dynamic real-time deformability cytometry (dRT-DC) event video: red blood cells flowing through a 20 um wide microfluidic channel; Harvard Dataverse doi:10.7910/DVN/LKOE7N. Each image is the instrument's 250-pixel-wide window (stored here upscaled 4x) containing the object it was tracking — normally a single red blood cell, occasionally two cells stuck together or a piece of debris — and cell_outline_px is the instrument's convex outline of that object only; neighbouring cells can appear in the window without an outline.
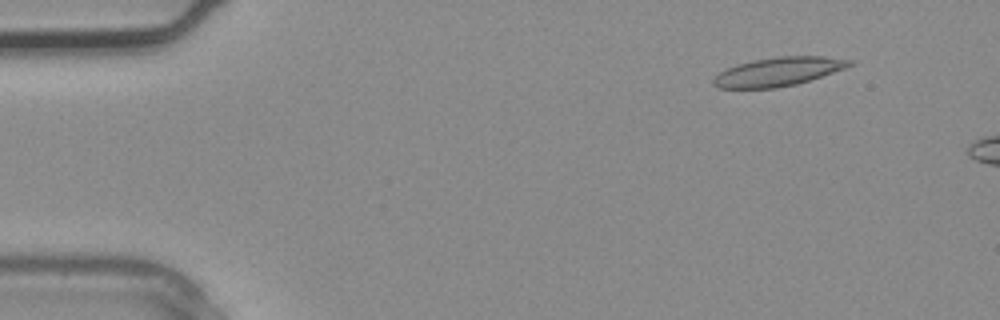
{"species": "common noctule bat (a hibernating species)", "species_latin": "Nyctalus noctula", "temperature_condition": "warm", "stored_images_in_passage": 2, "camera_frame_rate_fps": 3000, "um_per_image_px": 0.085, "animal": {"sex": "male", "body_mass_g": 20.4}, "frame": {"image": 1, "passage_image": 1, "time_ms": 0.0, "image_size_px": [1000, 320], "cell_outline_px": [[856, 64], [796, 84], [776, 88], [716, 88], [712, 84], [712, 80], [720, 72], [736, 64], [752, 60], [776, 56], [824, 56], [856, 60]], "centroid_in_image_um": [66.16, 6.08], "position_along_channel_um": 18.8, "area_um2": 22.83}}